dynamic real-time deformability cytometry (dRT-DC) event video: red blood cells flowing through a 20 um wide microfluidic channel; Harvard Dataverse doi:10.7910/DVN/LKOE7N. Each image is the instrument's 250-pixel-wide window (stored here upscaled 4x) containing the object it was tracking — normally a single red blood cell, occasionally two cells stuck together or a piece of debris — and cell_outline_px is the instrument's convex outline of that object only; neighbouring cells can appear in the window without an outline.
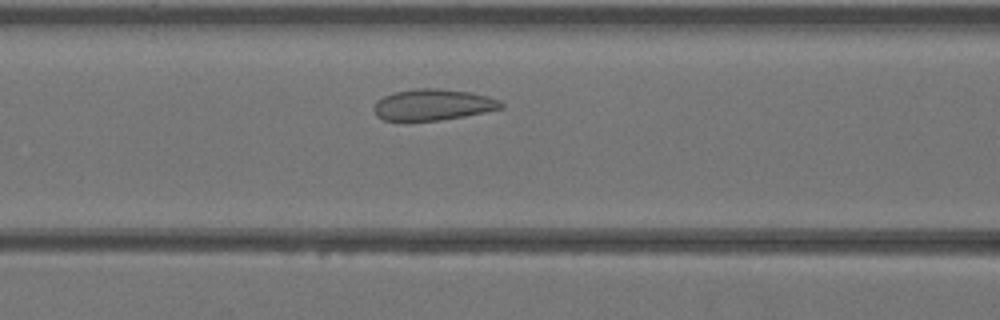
{"species": "Egyptian fruit bat (a non-hibernating species)", "species_latin": "Rousettus aegyptiacus", "temperature_condition": "warm", "stored_images_in_passage": 34, "camera_frame_rate_fps": 3000, "um_per_image_px": 0.085, "animal": {"sex": "female"}, "frame": {"image": 1, "passage_image": 9, "time_ms": 2.667, "image_size_px": [1000, 320], "cell_outline_px": [[504, 108], [464, 116], [440, 120], [384, 120], [376, 116], [376, 100], [384, 96], [396, 92], [416, 88], [436, 88], [472, 92], [488, 96], [500, 100], [504, 104]], "centroid_in_image_um": [36.86, 8.89], "position_along_channel_um": 129.7, "area_um2": 22.95}}
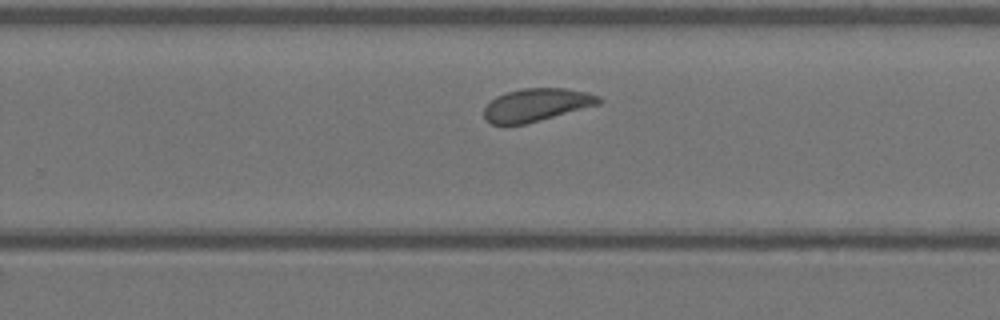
{"frame": {"image": 2, "passage_image": 19, "time_ms": 6.0, "image_size_px": [1000, 320], "cell_outline_px": [[604, 100], [600, 104], [540, 120], [524, 124], [492, 124], [484, 120], [484, 108], [496, 96], [504, 92], [524, 88], [564, 88], [588, 92], [600, 96]], "centroid_in_image_um": [45.61, 8.9], "position_along_channel_um": 284.2, "area_um2": 22.02}}
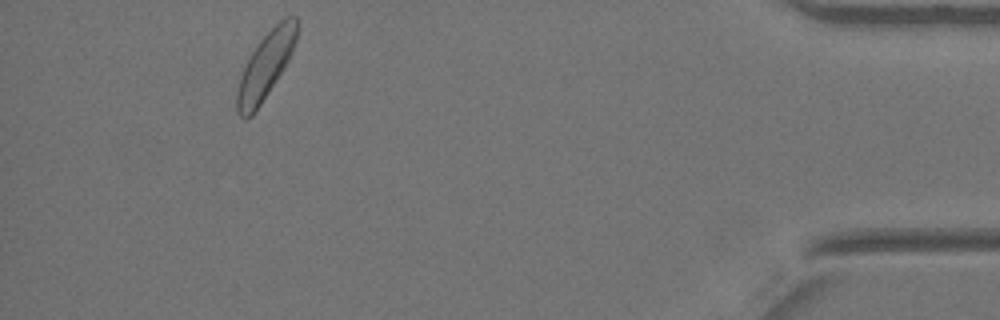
{"frame": {"image": 3, "passage_image": 31, "time_ms": 10.0, "image_size_px": [1000, 320], "cell_outline_px": [[300, 24], [296, 40], [292, 52], [284, 68], [252, 116], [248, 120], [244, 120], [236, 112], [236, 92], [244, 68], [252, 52], [260, 40], [280, 20], [288, 16], [296, 16], [300, 20]], "centroid_in_image_um": [22.6, 5.57], "position_along_channel_um": 412.6, "area_um2": 23.0}}